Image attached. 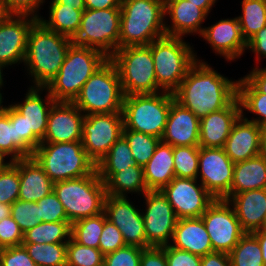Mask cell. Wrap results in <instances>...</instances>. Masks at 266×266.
Returning <instances> with one entry per match:
<instances>
[{"instance_id": "obj_1", "label": "cell", "mask_w": 266, "mask_h": 266, "mask_svg": "<svg viewBox=\"0 0 266 266\" xmlns=\"http://www.w3.org/2000/svg\"><path fill=\"white\" fill-rule=\"evenodd\" d=\"M238 80H230L205 61H196L188 70L174 99L200 120L209 113L226 108L237 97Z\"/></svg>"}, {"instance_id": "obj_2", "label": "cell", "mask_w": 266, "mask_h": 266, "mask_svg": "<svg viewBox=\"0 0 266 266\" xmlns=\"http://www.w3.org/2000/svg\"><path fill=\"white\" fill-rule=\"evenodd\" d=\"M72 43V39L53 32L38 20L33 24L24 58L33 87H46L58 74Z\"/></svg>"}, {"instance_id": "obj_3", "label": "cell", "mask_w": 266, "mask_h": 266, "mask_svg": "<svg viewBox=\"0 0 266 266\" xmlns=\"http://www.w3.org/2000/svg\"><path fill=\"white\" fill-rule=\"evenodd\" d=\"M119 48L148 46L166 35L164 0H122Z\"/></svg>"}, {"instance_id": "obj_4", "label": "cell", "mask_w": 266, "mask_h": 266, "mask_svg": "<svg viewBox=\"0 0 266 266\" xmlns=\"http://www.w3.org/2000/svg\"><path fill=\"white\" fill-rule=\"evenodd\" d=\"M108 59L99 50L72 43L58 74L45 88L56 102H73L85 82Z\"/></svg>"}, {"instance_id": "obj_5", "label": "cell", "mask_w": 266, "mask_h": 266, "mask_svg": "<svg viewBox=\"0 0 266 266\" xmlns=\"http://www.w3.org/2000/svg\"><path fill=\"white\" fill-rule=\"evenodd\" d=\"M55 183L95 173L96 164L87 155L82 141L41 143L32 156Z\"/></svg>"}, {"instance_id": "obj_6", "label": "cell", "mask_w": 266, "mask_h": 266, "mask_svg": "<svg viewBox=\"0 0 266 266\" xmlns=\"http://www.w3.org/2000/svg\"><path fill=\"white\" fill-rule=\"evenodd\" d=\"M124 96L118 70L108 59L85 82L73 103L85 116L122 113Z\"/></svg>"}, {"instance_id": "obj_7", "label": "cell", "mask_w": 266, "mask_h": 266, "mask_svg": "<svg viewBox=\"0 0 266 266\" xmlns=\"http://www.w3.org/2000/svg\"><path fill=\"white\" fill-rule=\"evenodd\" d=\"M152 52L157 85L173 93L190 67L199 59L189 43L175 36L164 35L149 45Z\"/></svg>"}, {"instance_id": "obj_8", "label": "cell", "mask_w": 266, "mask_h": 266, "mask_svg": "<svg viewBox=\"0 0 266 266\" xmlns=\"http://www.w3.org/2000/svg\"><path fill=\"white\" fill-rule=\"evenodd\" d=\"M53 192L62 203L71 224L104 212L107 192L97 171L87 176L55 182Z\"/></svg>"}, {"instance_id": "obj_9", "label": "cell", "mask_w": 266, "mask_h": 266, "mask_svg": "<svg viewBox=\"0 0 266 266\" xmlns=\"http://www.w3.org/2000/svg\"><path fill=\"white\" fill-rule=\"evenodd\" d=\"M174 100L173 93L166 91L124 96L123 130H133L161 139Z\"/></svg>"}, {"instance_id": "obj_10", "label": "cell", "mask_w": 266, "mask_h": 266, "mask_svg": "<svg viewBox=\"0 0 266 266\" xmlns=\"http://www.w3.org/2000/svg\"><path fill=\"white\" fill-rule=\"evenodd\" d=\"M109 59L118 70L125 96L163 91L157 85L152 52L149 46L119 48Z\"/></svg>"}, {"instance_id": "obj_11", "label": "cell", "mask_w": 266, "mask_h": 266, "mask_svg": "<svg viewBox=\"0 0 266 266\" xmlns=\"http://www.w3.org/2000/svg\"><path fill=\"white\" fill-rule=\"evenodd\" d=\"M120 18V8L84 10L72 42L99 50L110 58L119 49Z\"/></svg>"}, {"instance_id": "obj_12", "label": "cell", "mask_w": 266, "mask_h": 266, "mask_svg": "<svg viewBox=\"0 0 266 266\" xmlns=\"http://www.w3.org/2000/svg\"><path fill=\"white\" fill-rule=\"evenodd\" d=\"M122 113H99L85 116L82 146L97 165L123 135Z\"/></svg>"}, {"instance_id": "obj_13", "label": "cell", "mask_w": 266, "mask_h": 266, "mask_svg": "<svg viewBox=\"0 0 266 266\" xmlns=\"http://www.w3.org/2000/svg\"><path fill=\"white\" fill-rule=\"evenodd\" d=\"M231 207L227 200L215 199L201 216L213 251L229 254L245 234Z\"/></svg>"}, {"instance_id": "obj_14", "label": "cell", "mask_w": 266, "mask_h": 266, "mask_svg": "<svg viewBox=\"0 0 266 266\" xmlns=\"http://www.w3.org/2000/svg\"><path fill=\"white\" fill-rule=\"evenodd\" d=\"M143 199L146 203V210L142 211L146 248L169 245L178 221L174 209L161 191H147Z\"/></svg>"}, {"instance_id": "obj_15", "label": "cell", "mask_w": 266, "mask_h": 266, "mask_svg": "<svg viewBox=\"0 0 266 266\" xmlns=\"http://www.w3.org/2000/svg\"><path fill=\"white\" fill-rule=\"evenodd\" d=\"M234 163L223 148L200 147L197 179L214 199L230 198ZM201 175V176H200ZM200 176V178H198Z\"/></svg>"}, {"instance_id": "obj_16", "label": "cell", "mask_w": 266, "mask_h": 266, "mask_svg": "<svg viewBox=\"0 0 266 266\" xmlns=\"http://www.w3.org/2000/svg\"><path fill=\"white\" fill-rule=\"evenodd\" d=\"M197 179L175 177L160 191L167 198L178 219L200 218L214 197Z\"/></svg>"}, {"instance_id": "obj_17", "label": "cell", "mask_w": 266, "mask_h": 266, "mask_svg": "<svg viewBox=\"0 0 266 266\" xmlns=\"http://www.w3.org/2000/svg\"><path fill=\"white\" fill-rule=\"evenodd\" d=\"M23 103L11 106L25 117L27 124V157H32L34 150L41 144L48 123L50 108L56 102L45 87H29ZM45 90V100L41 92ZM41 91V92H40Z\"/></svg>"}, {"instance_id": "obj_18", "label": "cell", "mask_w": 266, "mask_h": 266, "mask_svg": "<svg viewBox=\"0 0 266 266\" xmlns=\"http://www.w3.org/2000/svg\"><path fill=\"white\" fill-rule=\"evenodd\" d=\"M104 213L121 231L126 245L146 249L142 212L129 201L128 196L106 195Z\"/></svg>"}, {"instance_id": "obj_19", "label": "cell", "mask_w": 266, "mask_h": 266, "mask_svg": "<svg viewBox=\"0 0 266 266\" xmlns=\"http://www.w3.org/2000/svg\"><path fill=\"white\" fill-rule=\"evenodd\" d=\"M38 19L29 15H9L0 23V62L5 66L24 63L27 38Z\"/></svg>"}, {"instance_id": "obj_20", "label": "cell", "mask_w": 266, "mask_h": 266, "mask_svg": "<svg viewBox=\"0 0 266 266\" xmlns=\"http://www.w3.org/2000/svg\"><path fill=\"white\" fill-rule=\"evenodd\" d=\"M84 118L73 102H55L50 108L47 130L41 143L82 141Z\"/></svg>"}, {"instance_id": "obj_21", "label": "cell", "mask_w": 266, "mask_h": 266, "mask_svg": "<svg viewBox=\"0 0 266 266\" xmlns=\"http://www.w3.org/2000/svg\"><path fill=\"white\" fill-rule=\"evenodd\" d=\"M200 37L211 45L215 54L228 61L240 58L247 50L238 18L221 19L217 23L205 27Z\"/></svg>"}, {"instance_id": "obj_22", "label": "cell", "mask_w": 266, "mask_h": 266, "mask_svg": "<svg viewBox=\"0 0 266 266\" xmlns=\"http://www.w3.org/2000/svg\"><path fill=\"white\" fill-rule=\"evenodd\" d=\"M241 115V105L236 97L226 108L200 119L199 147L223 148L233 125Z\"/></svg>"}, {"instance_id": "obj_23", "label": "cell", "mask_w": 266, "mask_h": 266, "mask_svg": "<svg viewBox=\"0 0 266 266\" xmlns=\"http://www.w3.org/2000/svg\"><path fill=\"white\" fill-rule=\"evenodd\" d=\"M244 112L233 125L223 149L235 164L260 154L261 126L244 117Z\"/></svg>"}, {"instance_id": "obj_24", "label": "cell", "mask_w": 266, "mask_h": 266, "mask_svg": "<svg viewBox=\"0 0 266 266\" xmlns=\"http://www.w3.org/2000/svg\"><path fill=\"white\" fill-rule=\"evenodd\" d=\"M200 120L175 100L171 103L161 141L171 146H199Z\"/></svg>"}, {"instance_id": "obj_25", "label": "cell", "mask_w": 266, "mask_h": 266, "mask_svg": "<svg viewBox=\"0 0 266 266\" xmlns=\"http://www.w3.org/2000/svg\"><path fill=\"white\" fill-rule=\"evenodd\" d=\"M164 15L170 17L172 22L166 24L165 31L168 36L182 38L188 34L201 36L204 27L201 24L208 15L198 6L187 0H164Z\"/></svg>"}, {"instance_id": "obj_26", "label": "cell", "mask_w": 266, "mask_h": 266, "mask_svg": "<svg viewBox=\"0 0 266 266\" xmlns=\"http://www.w3.org/2000/svg\"><path fill=\"white\" fill-rule=\"evenodd\" d=\"M227 201L232 205L245 233L261 229L266 218V189L234 194Z\"/></svg>"}, {"instance_id": "obj_27", "label": "cell", "mask_w": 266, "mask_h": 266, "mask_svg": "<svg viewBox=\"0 0 266 266\" xmlns=\"http://www.w3.org/2000/svg\"><path fill=\"white\" fill-rule=\"evenodd\" d=\"M170 243L171 247L199 256L214 252L201 217L178 219Z\"/></svg>"}, {"instance_id": "obj_28", "label": "cell", "mask_w": 266, "mask_h": 266, "mask_svg": "<svg viewBox=\"0 0 266 266\" xmlns=\"http://www.w3.org/2000/svg\"><path fill=\"white\" fill-rule=\"evenodd\" d=\"M19 177L20 200L37 202L53 192L54 182L33 157L19 160Z\"/></svg>"}, {"instance_id": "obj_29", "label": "cell", "mask_w": 266, "mask_h": 266, "mask_svg": "<svg viewBox=\"0 0 266 266\" xmlns=\"http://www.w3.org/2000/svg\"><path fill=\"white\" fill-rule=\"evenodd\" d=\"M143 173L149 191H160L168 185L175 178L173 146L160 140Z\"/></svg>"}, {"instance_id": "obj_30", "label": "cell", "mask_w": 266, "mask_h": 266, "mask_svg": "<svg viewBox=\"0 0 266 266\" xmlns=\"http://www.w3.org/2000/svg\"><path fill=\"white\" fill-rule=\"evenodd\" d=\"M254 189H266V158L261 154L234 164L230 197Z\"/></svg>"}, {"instance_id": "obj_31", "label": "cell", "mask_w": 266, "mask_h": 266, "mask_svg": "<svg viewBox=\"0 0 266 266\" xmlns=\"http://www.w3.org/2000/svg\"><path fill=\"white\" fill-rule=\"evenodd\" d=\"M107 195L127 196L135 192L142 196L149 191L144 181L143 167L140 165L129 166L122 171L115 172L106 182Z\"/></svg>"}, {"instance_id": "obj_32", "label": "cell", "mask_w": 266, "mask_h": 266, "mask_svg": "<svg viewBox=\"0 0 266 266\" xmlns=\"http://www.w3.org/2000/svg\"><path fill=\"white\" fill-rule=\"evenodd\" d=\"M49 9V19L40 16L38 21L53 32L73 39L79 31L83 11L63 4H51Z\"/></svg>"}, {"instance_id": "obj_33", "label": "cell", "mask_w": 266, "mask_h": 266, "mask_svg": "<svg viewBox=\"0 0 266 266\" xmlns=\"http://www.w3.org/2000/svg\"><path fill=\"white\" fill-rule=\"evenodd\" d=\"M137 165L127 140L121 136L96 165L99 178L105 183L115 172Z\"/></svg>"}, {"instance_id": "obj_34", "label": "cell", "mask_w": 266, "mask_h": 266, "mask_svg": "<svg viewBox=\"0 0 266 266\" xmlns=\"http://www.w3.org/2000/svg\"><path fill=\"white\" fill-rule=\"evenodd\" d=\"M70 237L69 221L41 222L24 233L23 243H62L68 242Z\"/></svg>"}, {"instance_id": "obj_35", "label": "cell", "mask_w": 266, "mask_h": 266, "mask_svg": "<svg viewBox=\"0 0 266 266\" xmlns=\"http://www.w3.org/2000/svg\"><path fill=\"white\" fill-rule=\"evenodd\" d=\"M237 97L239 99L241 110H248L259 116L249 121L266 126V94L260 93L245 77L237 82Z\"/></svg>"}, {"instance_id": "obj_36", "label": "cell", "mask_w": 266, "mask_h": 266, "mask_svg": "<svg viewBox=\"0 0 266 266\" xmlns=\"http://www.w3.org/2000/svg\"><path fill=\"white\" fill-rule=\"evenodd\" d=\"M106 219L105 213L102 212L73 222L71 224V237L81 245L99 249V240Z\"/></svg>"}, {"instance_id": "obj_37", "label": "cell", "mask_w": 266, "mask_h": 266, "mask_svg": "<svg viewBox=\"0 0 266 266\" xmlns=\"http://www.w3.org/2000/svg\"><path fill=\"white\" fill-rule=\"evenodd\" d=\"M242 14L238 21L242 35L248 42L261 28L266 26V4L261 0H242Z\"/></svg>"}, {"instance_id": "obj_38", "label": "cell", "mask_w": 266, "mask_h": 266, "mask_svg": "<svg viewBox=\"0 0 266 266\" xmlns=\"http://www.w3.org/2000/svg\"><path fill=\"white\" fill-rule=\"evenodd\" d=\"M22 245L37 266H66L67 242Z\"/></svg>"}, {"instance_id": "obj_39", "label": "cell", "mask_w": 266, "mask_h": 266, "mask_svg": "<svg viewBox=\"0 0 266 266\" xmlns=\"http://www.w3.org/2000/svg\"><path fill=\"white\" fill-rule=\"evenodd\" d=\"M232 266H264L261 247L253 233H245L229 253Z\"/></svg>"}, {"instance_id": "obj_40", "label": "cell", "mask_w": 266, "mask_h": 266, "mask_svg": "<svg viewBox=\"0 0 266 266\" xmlns=\"http://www.w3.org/2000/svg\"><path fill=\"white\" fill-rule=\"evenodd\" d=\"M122 136L127 140L136 164L142 167L151 159L161 140L158 137L133 130H123Z\"/></svg>"}, {"instance_id": "obj_41", "label": "cell", "mask_w": 266, "mask_h": 266, "mask_svg": "<svg viewBox=\"0 0 266 266\" xmlns=\"http://www.w3.org/2000/svg\"><path fill=\"white\" fill-rule=\"evenodd\" d=\"M0 155L4 159L10 156V162L27 158L16 146L15 125L9 118V105L0 112Z\"/></svg>"}, {"instance_id": "obj_42", "label": "cell", "mask_w": 266, "mask_h": 266, "mask_svg": "<svg viewBox=\"0 0 266 266\" xmlns=\"http://www.w3.org/2000/svg\"><path fill=\"white\" fill-rule=\"evenodd\" d=\"M199 146L173 147L175 177L197 179Z\"/></svg>"}, {"instance_id": "obj_43", "label": "cell", "mask_w": 266, "mask_h": 266, "mask_svg": "<svg viewBox=\"0 0 266 266\" xmlns=\"http://www.w3.org/2000/svg\"><path fill=\"white\" fill-rule=\"evenodd\" d=\"M104 255L100 249L77 243L72 237L67 242L66 266H101Z\"/></svg>"}, {"instance_id": "obj_44", "label": "cell", "mask_w": 266, "mask_h": 266, "mask_svg": "<svg viewBox=\"0 0 266 266\" xmlns=\"http://www.w3.org/2000/svg\"><path fill=\"white\" fill-rule=\"evenodd\" d=\"M19 160L8 162L0 170V202L12 205L19 197Z\"/></svg>"}, {"instance_id": "obj_45", "label": "cell", "mask_w": 266, "mask_h": 266, "mask_svg": "<svg viewBox=\"0 0 266 266\" xmlns=\"http://www.w3.org/2000/svg\"><path fill=\"white\" fill-rule=\"evenodd\" d=\"M11 217L15 220L23 233L41 223L37 202L17 199L11 205Z\"/></svg>"}, {"instance_id": "obj_46", "label": "cell", "mask_w": 266, "mask_h": 266, "mask_svg": "<svg viewBox=\"0 0 266 266\" xmlns=\"http://www.w3.org/2000/svg\"><path fill=\"white\" fill-rule=\"evenodd\" d=\"M41 222L69 221L62 203L54 192L37 201Z\"/></svg>"}, {"instance_id": "obj_47", "label": "cell", "mask_w": 266, "mask_h": 266, "mask_svg": "<svg viewBox=\"0 0 266 266\" xmlns=\"http://www.w3.org/2000/svg\"><path fill=\"white\" fill-rule=\"evenodd\" d=\"M143 248L125 245L114 252L104 255L105 266H140Z\"/></svg>"}, {"instance_id": "obj_48", "label": "cell", "mask_w": 266, "mask_h": 266, "mask_svg": "<svg viewBox=\"0 0 266 266\" xmlns=\"http://www.w3.org/2000/svg\"><path fill=\"white\" fill-rule=\"evenodd\" d=\"M126 245L121 231L108 219L104 221L99 240V249L103 255L116 251Z\"/></svg>"}, {"instance_id": "obj_49", "label": "cell", "mask_w": 266, "mask_h": 266, "mask_svg": "<svg viewBox=\"0 0 266 266\" xmlns=\"http://www.w3.org/2000/svg\"><path fill=\"white\" fill-rule=\"evenodd\" d=\"M23 237V231L11 216L0 221V249L22 245Z\"/></svg>"}, {"instance_id": "obj_50", "label": "cell", "mask_w": 266, "mask_h": 266, "mask_svg": "<svg viewBox=\"0 0 266 266\" xmlns=\"http://www.w3.org/2000/svg\"><path fill=\"white\" fill-rule=\"evenodd\" d=\"M2 266H37L23 245L0 249Z\"/></svg>"}, {"instance_id": "obj_51", "label": "cell", "mask_w": 266, "mask_h": 266, "mask_svg": "<svg viewBox=\"0 0 266 266\" xmlns=\"http://www.w3.org/2000/svg\"><path fill=\"white\" fill-rule=\"evenodd\" d=\"M165 257L168 266H201V256L170 245L165 246Z\"/></svg>"}, {"instance_id": "obj_52", "label": "cell", "mask_w": 266, "mask_h": 266, "mask_svg": "<svg viewBox=\"0 0 266 266\" xmlns=\"http://www.w3.org/2000/svg\"><path fill=\"white\" fill-rule=\"evenodd\" d=\"M10 15H29L39 18L37 10L45 0H3Z\"/></svg>"}, {"instance_id": "obj_53", "label": "cell", "mask_w": 266, "mask_h": 266, "mask_svg": "<svg viewBox=\"0 0 266 266\" xmlns=\"http://www.w3.org/2000/svg\"><path fill=\"white\" fill-rule=\"evenodd\" d=\"M9 118L15 125L16 146L27 156V124L25 117L9 105Z\"/></svg>"}, {"instance_id": "obj_54", "label": "cell", "mask_w": 266, "mask_h": 266, "mask_svg": "<svg viewBox=\"0 0 266 266\" xmlns=\"http://www.w3.org/2000/svg\"><path fill=\"white\" fill-rule=\"evenodd\" d=\"M140 266H168L165 257V246L143 249Z\"/></svg>"}, {"instance_id": "obj_55", "label": "cell", "mask_w": 266, "mask_h": 266, "mask_svg": "<svg viewBox=\"0 0 266 266\" xmlns=\"http://www.w3.org/2000/svg\"><path fill=\"white\" fill-rule=\"evenodd\" d=\"M247 49L256 55V61L266 58V26L261 28L248 42ZM261 56V57H260Z\"/></svg>"}, {"instance_id": "obj_56", "label": "cell", "mask_w": 266, "mask_h": 266, "mask_svg": "<svg viewBox=\"0 0 266 266\" xmlns=\"http://www.w3.org/2000/svg\"><path fill=\"white\" fill-rule=\"evenodd\" d=\"M201 266H232L228 253L211 252L201 256Z\"/></svg>"}, {"instance_id": "obj_57", "label": "cell", "mask_w": 266, "mask_h": 266, "mask_svg": "<svg viewBox=\"0 0 266 266\" xmlns=\"http://www.w3.org/2000/svg\"><path fill=\"white\" fill-rule=\"evenodd\" d=\"M253 68L249 74L244 76L260 93L266 94V68Z\"/></svg>"}, {"instance_id": "obj_58", "label": "cell", "mask_w": 266, "mask_h": 266, "mask_svg": "<svg viewBox=\"0 0 266 266\" xmlns=\"http://www.w3.org/2000/svg\"><path fill=\"white\" fill-rule=\"evenodd\" d=\"M122 0H85L86 9L120 8Z\"/></svg>"}, {"instance_id": "obj_59", "label": "cell", "mask_w": 266, "mask_h": 266, "mask_svg": "<svg viewBox=\"0 0 266 266\" xmlns=\"http://www.w3.org/2000/svg\"><path fill=\"white\" fill-rule=\"evenodd\" d=\"M51 4H63L69 7H75V10H86L85 0H51Z\"/></svg>"}, {"instance_id": "obj_60", "label": "cell", "mask_w": 266, "mask_h": 266, "mask_svg": "<svg viewBox=\"0 0 266 266\" xmlns=\"http://www.w3.org/2000/svg\"><path fill=\"white\" fill-rule=\"evenodd\" d=\"M253 234L257 237L259 245L261 247L262 258L264 261V266H266V231L257 230L253 232Z\"/></svg>"}, {"instance_id": "obj_61", "label": "cell", "mask_w": 266, "mask_h": 266, "mask_svg": "<svg viewBox=\"0 0 266 266\" xmlns=\"http://www.w3.org/2000/svg\"><path fill=\"white\" fill-rule=\"evenodd\" d=\"M201 8L207 15L211 12L217 0H187Z\"/></svg>"}, {"instance_id": "obj_62", "label": "cell", "mask_w": 266, "mask_h": 266, "mask_svg": "<svg viewBox=\"0 0 266 266\" xmlns=\"http://www.w3.org/2000/svg\"><path fill=\"white\" fill-rule=\"evenodd\" d=\"M11 216V205L0 202V221Z\"/></svg>"}, {"instance_id": "obj_63", "label": "cell", "mask_w": 266, "mask_h": 266, "mask_svg": "<svg viewBox=\"0 0 266 266\" xmlns=\"http://www.w3.org/2000/svg\"><path fill=\"white\" fill-rule=\"evenodd\" d=\"M260 154L266 158V126L261 128V149Z\"/></svg>"}, {"instance_id": "obj_64", "label": "cell", "mask_w": 266, "mask_h": 266, "mask_svg": "<svg viewBox=\"0 0 266 266\" xmlns=\"http://www.w3.org/2000/svg\"><path fill=\"white\" fill-rule=\"evenodd\" d=\"M10 14L7 12L5 3L0 0V23L3 22Z\"/></svg>"}, {"instance_id": "obj_65", "label": "cell", "mask_w": 266, "mask_h": 266, "mask_svg": "<svg viewBox=\"0 0 266 266\" xmlns=\"http://www.w3.org/2000/svg\"><path fill=\"white\" fill-rule=\"evenodd\" d=\"M5 67H7V66H5L3 63H1L0 62V89H2V86H3V84H4V78H3V69H5Z\"/></svg>"}, {"instance_id": "obj_66", "label": "cell", "mask_w": 266, "mask_h": 266, "mask_svg": "<svg viewBox=\"0 0 266 266\" xmlns=\"http://www.w3.org/2000/svg\"><path fill=\"white\" fill-rule=\"evenodd\" d=\"M7 164V162H5V159L3 157H0V170Z\"/></svg>"}, {"instance_id": "obj_67", "label": "cell", "mask_w": 266, "mask_h": 266, "mask_svg": "<svg viewBox=\"0 0 266 266\" xmlns=\"http://www.w3.org/2000/svg\"><path fill=\"white\" fill-rule=\"evenodd\" d=\"M3 98H4V97H2V93H1V91H0V112H1V111L4 109V107H5V106H3V104H2V103H3Z\"/></svg>"}, {"instance_id": "obj_68", "label": "cell", "mask_w": 266, "mask_h": 266, "mask_svg": "<svg viewBox=\"0 0 266 266\" xmlns=\"http://www.w3.org/2000/svg\"><path fill=\"white\" fill-rule=\"evenodd\" d=\"M261 230L266 231V218H265V221H264V223H263V226L261 227Z\"/></svg>"}]
</instances>
